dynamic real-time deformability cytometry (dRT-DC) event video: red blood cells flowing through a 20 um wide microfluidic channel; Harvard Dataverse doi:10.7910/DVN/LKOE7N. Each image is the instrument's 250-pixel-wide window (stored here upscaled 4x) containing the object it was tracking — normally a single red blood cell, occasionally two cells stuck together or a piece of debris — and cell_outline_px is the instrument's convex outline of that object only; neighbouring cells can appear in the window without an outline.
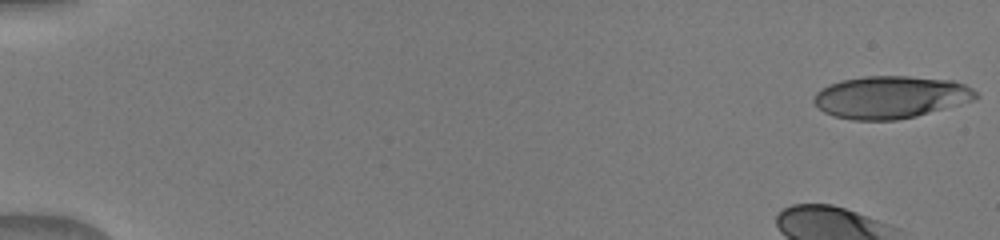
{"species": "human", "species_latin": "Homo sapiens", "temperature_condition": "warm", "stored_images_in_passage": 13, "camera_frame_rate_fps": 3000, "um_per_image_px": 0.085, "donor": {"sex": "male"}, "frame": {"image": 1, "passage_image": 1, "time_ms": 0.0, "image_size_px": [1000, 240], "cell_outline_px": [[980, 96], [976, 100], [916, 116], [896, 120], [852, 120], [832, 116], [824, 112], [812, 100], [816, 92], [820, 88], [840, 80], [864, 76], [908, 76], [952, 80], [964, 84], [972, 88]], "centroid_in_image_um": [75.7, 8.25], "position_along_channel_um": 9.3, "area_um2": 40.29}}